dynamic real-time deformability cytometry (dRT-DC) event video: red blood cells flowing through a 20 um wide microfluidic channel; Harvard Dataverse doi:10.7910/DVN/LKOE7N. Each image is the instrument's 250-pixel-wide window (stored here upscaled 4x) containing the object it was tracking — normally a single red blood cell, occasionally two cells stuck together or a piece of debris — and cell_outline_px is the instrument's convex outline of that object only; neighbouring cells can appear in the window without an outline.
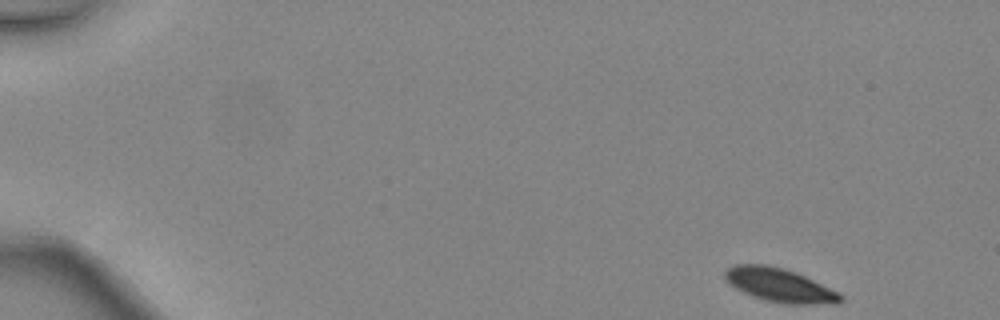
{"species": "common noctule bat (a hibernating species)", "species_latin": "Nyctalus noctula", "temperature_condition": "warm", "stored_images_in_passage": 4, "camera_frame_rate_fps": 3000, "um_per_image_px": 0.085, "animal": {"sex": "female", "body_mass_g": 24.6, "forearm_length_mm": 56.2}, "frame": {"image": 1, "passage_image": 1, "time_ms": 0.0, "image_size_px": [1000, 320], "cell_outline_px": [[844, 300], [840, 304], [784, 304], [764, 300], [752, 296], [728, 284], [724, 276], [724, 272], [728, 268], [736, 264], [764, 264], [784, 268], [796, 272], [840, 292], [844, 296]], "centroid_in_image_um": [66.32, 24.25], "position_along_channel_um": 18.7, "area_um2": 23.0}}
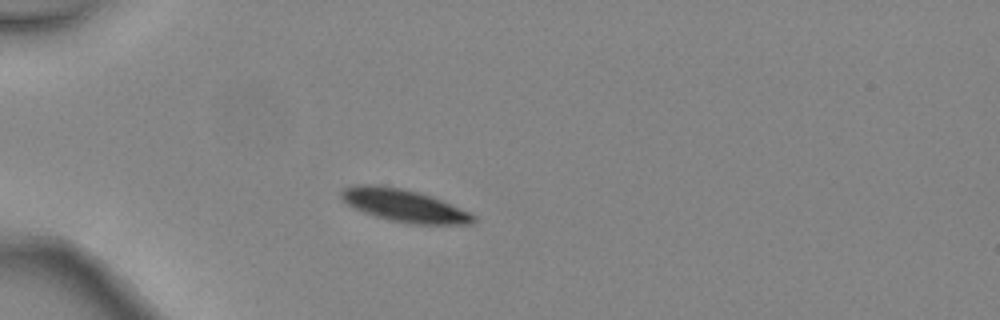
{"frame": {"image": 2, "passage_image": 4, "time_ms": 1.0, "image_size_px": [1000, 320], "cell_outline_px": [[476, 220], [472, 224], [408, 224], [388, 220], [352, 208], [340, 196], [340, 192], [344, 188], [356, 184], [380, 184], [404, 188], [420, 192], [432, 196], [468, 212], [476, 216]], "centroid_in_image_um": [34.32, 17.46], "position_along_channel_um": 50.7, "area_um2": 25.26}}